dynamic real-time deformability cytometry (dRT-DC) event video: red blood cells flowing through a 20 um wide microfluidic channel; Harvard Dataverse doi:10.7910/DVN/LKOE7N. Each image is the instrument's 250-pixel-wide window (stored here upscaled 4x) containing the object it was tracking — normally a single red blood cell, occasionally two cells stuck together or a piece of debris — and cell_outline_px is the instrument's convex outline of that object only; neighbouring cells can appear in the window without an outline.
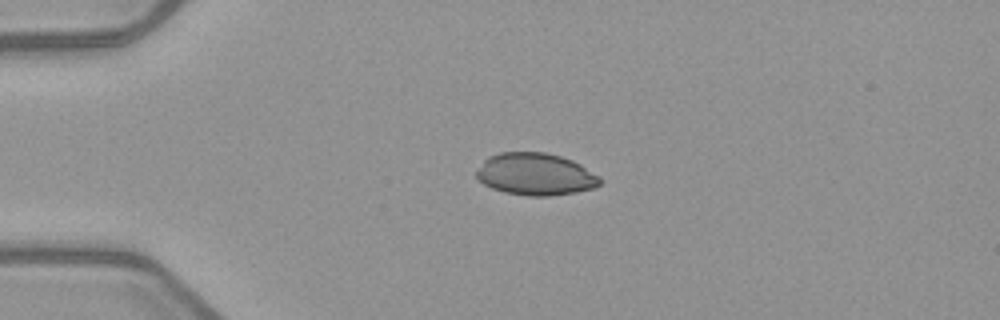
{"species": "common noctule bat (a hibernating species)", "species_latin": "Nyctalus noctula", "temperature_condition": "warm", "stored_images_in_passage": 40, "camera_frame_rate_fps": 3000, "um_per_image_px": 0.085, "animal": {"sex": "female", "body_mass_g": 21.9}, "frame": {"image": 1, "passage_image": 1, "time_ms": 0.0, "image_size_px": [1000, 320], "cell_outline_px": [[600, 184], [592, 188], [576, 192], [548, 196], [528, 196], [504, 192], [492, 188], [484, 184], [476, 176], [476, 172], [484, 160], [488, 156], [500, 152], [544, 152], [560, 156], [572, 160], [580, 164], [600, 176]], "centroid_in_image_um": [45.51, 14.8], "position_along_channel_um": 39.5, "area_um2": 30.29}}
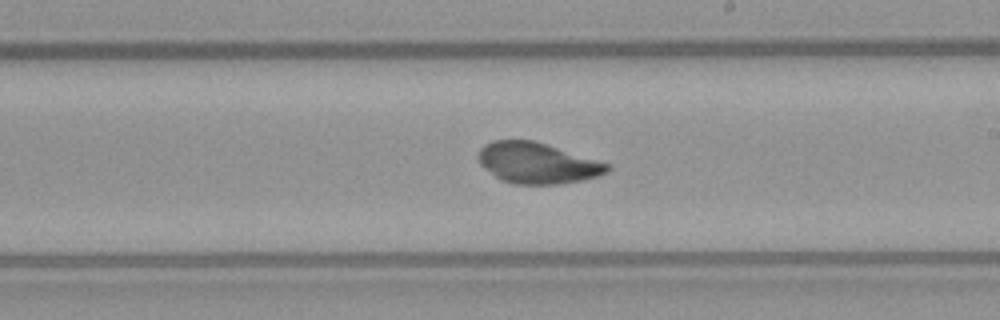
{"frame": {"image": 2, "passage_image": 19, "time_ms": 6.0, "image_size_px": [1000, 320], "cell_outline_px": [[612, 168], [608, 172], [584, 180], [560, 184], [512, 184], [500, 180], [484, 168], [476, 160], [476, 156], [480, 148], [484, 144], [492, 140], [532, 140], [612, 164]], "centroid_in_image_um": [45.65, 13.86], "position_along_channel_um": 243.4, "area_um2": 31.04}}
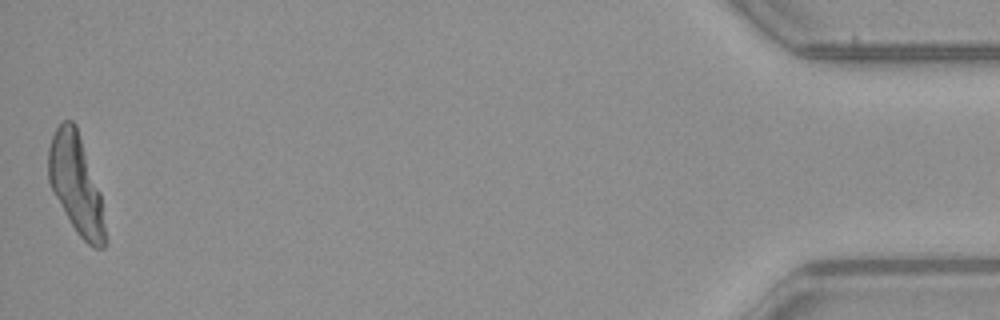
{"frame": {"image": 3, "passage_image": 40, "time_ms": 13.0, "image_size_px": [1000, 320], "cell_outline_px": [[104, 248], [92, 248], [76, 232], [52, 192], [48, 180], [48, 148], [52, 136], [56, 128], [64, 120], [72, 120], [76, 124], [100, 192], [104, 224]], "centroid_in_image_um": [6.43, 15.63], "position_along_channel_um": 428.8, "area_um2": 32.43}}